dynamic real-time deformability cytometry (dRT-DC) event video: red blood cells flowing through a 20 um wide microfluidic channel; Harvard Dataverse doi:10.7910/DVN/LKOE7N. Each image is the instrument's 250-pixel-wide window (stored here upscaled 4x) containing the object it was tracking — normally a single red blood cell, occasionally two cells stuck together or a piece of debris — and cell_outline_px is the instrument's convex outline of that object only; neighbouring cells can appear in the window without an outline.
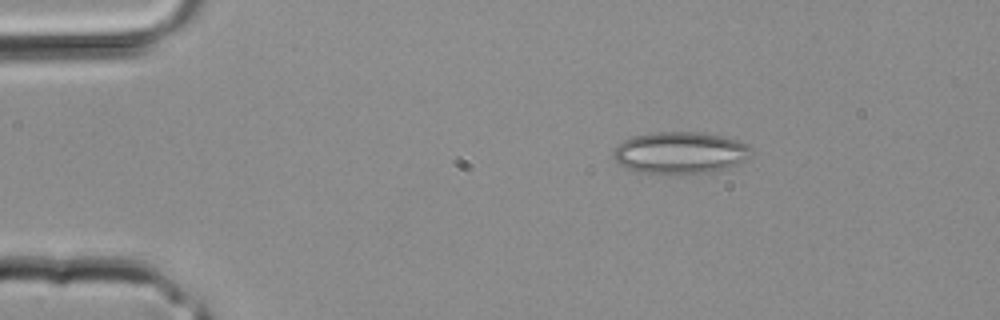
{"species": "common noctule bat (a hibernating species)", "species_latin": "Nyctalus noctula", "temperature_condition": "room temperature", "stored_images_in_passage": 2, "camera_frame_rate_fps": 3000, "um_per_image_px": 0.085, "animal": {"sex": "male", "body_mass_g": 20.4}, "frame": {"image": 1, "passage_image": 1, "time_ms": 0.0, "image_size_px": [1000, 320], "cell_outline_px": [[752, 152], [748, 160], [728, 168], [712, 172], [636, 172], [620, 164], [612, 156], [612, 152], [624, 140], [632, 136], [656, 132], [692, 132], [724, 136], [748, 144], [752, 148]], "centroid_in_image_um": [57.86, 12.97], "position_along_channel_um": 27.1, "area_um2": 33.29}}